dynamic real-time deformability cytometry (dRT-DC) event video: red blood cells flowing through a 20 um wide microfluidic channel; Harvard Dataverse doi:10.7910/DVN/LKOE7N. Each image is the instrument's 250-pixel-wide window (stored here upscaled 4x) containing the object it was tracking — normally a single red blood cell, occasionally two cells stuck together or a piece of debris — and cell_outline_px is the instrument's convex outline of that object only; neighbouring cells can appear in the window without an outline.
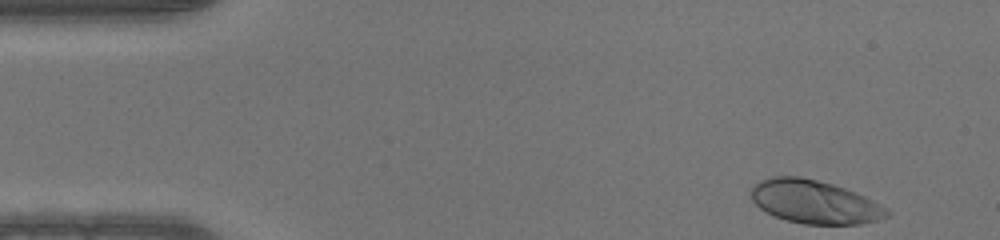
{"species": "human", "species_latin": "Homo sapiens", "temperature_condition": "warm", "stored_images_in_passage": 47, "camera_frame_rate_fps": 3000, "um_per_image_px": 0.085, "donor": {"sex": "male"}, "frame": {"image": 1, "passage_image": 1, "time_ms": 0.0, "image_size_px": [1000, 240], "cell_outline_px": [[892, 212], [888, 216], [876, 220], [860, 224], [804, 224], [788, 220], [776, 216], [760, 208], [748, 196], [752, 188], [760, 180], [772, 176], [800, 176], [832, 184], [844, 188], [864, 196], [888, 208]], "centroid_in_image_um": [69.23, 17.15], "position_along_channel_um": 15.8, "area_um2": 34.16}}
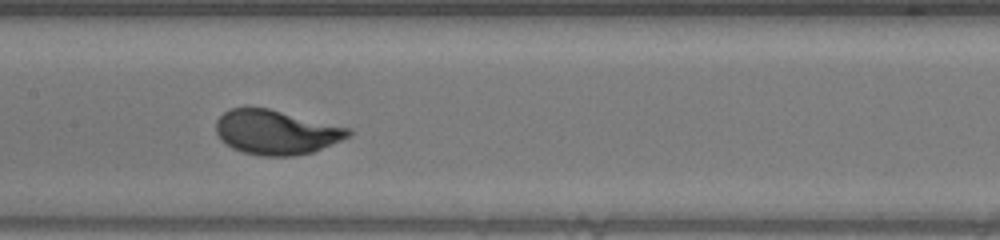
{"frame": {"image": 2, "passage_image": 21, "time_ms": 6.667, "image_size_px": [1000, 240], "cell_outline_px": [[352, 132], [348, 136], [340, 140], [312, 152], [292, 156], [260, 156], [244, 152], [232, 148], [220, 140], [216, 132], [216, 120], [224, 112], [232, 108], [244, 104], [268, 108], [352, 128]], "centroid_in_image_um": [23.42, 11.2], "position_along_channel_um": 184.0, "area_um2": 34.68}}
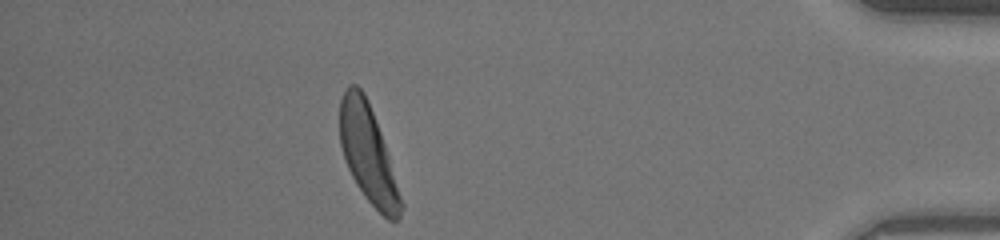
{"frame": {"image": 3, "passage_image": 41, "time_ms": 13.333, "image_size_px": [1000, 240], "cell_outline_px": [[404, 208], [400, 220], [388, 220], [364, 196], [356, 184], [348, 168], [340, 144], [340, 100], [344, 88], [348, 84], [356, 84], [364, 92], [368, 100], [380, 132], [404, 204]], "centroid_in_image_um": [31.28, 13.08], "position_along_channel_um": 403.9, "area_um2": 34.39}}